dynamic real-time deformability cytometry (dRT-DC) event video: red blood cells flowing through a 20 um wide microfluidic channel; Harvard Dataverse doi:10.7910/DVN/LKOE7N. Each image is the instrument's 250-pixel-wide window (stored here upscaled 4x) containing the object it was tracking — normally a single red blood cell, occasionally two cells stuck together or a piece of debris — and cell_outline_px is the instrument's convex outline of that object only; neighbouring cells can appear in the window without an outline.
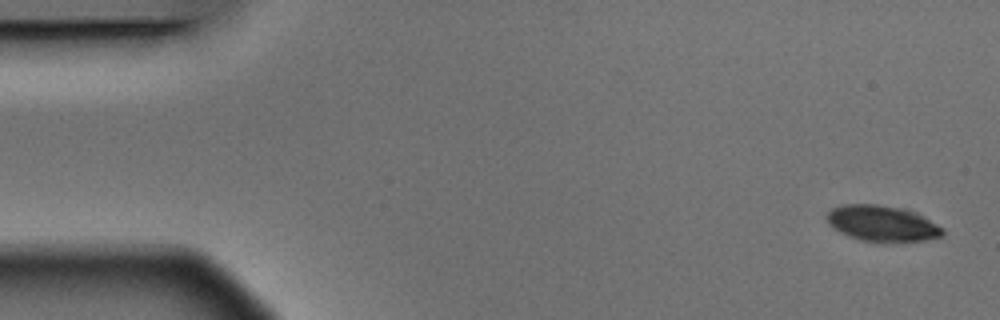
{"species": "Egyptian fruit bat (a non-hibernating species)", "species_latin": "Rousettus aegyptiacus", "temperature_condition": "warm", "stored_images_in_passage": 5, "camera_frame_rate_fps": 3000, "um_per_image_px": 0.085, "animal": {"sex": "male"}, "frame": {"image": 1, "passage_image": 1, "time_ms": 0.0, "image_size_px": [1000, 320], "cell_outline_px": [[944, 236], [924, 240], [896, 244], [888, 244], [860, 240], [840, 232], [832, 228], [828, 224], [828, 212], [832, 208], [844, 204], [876, 204], [896, 208], [912, 212], [944, 228]], "centroid_in_image_um": [74.98, 19.04], "position_along_channel_um": 10.0, "area_um2": 24.33}}
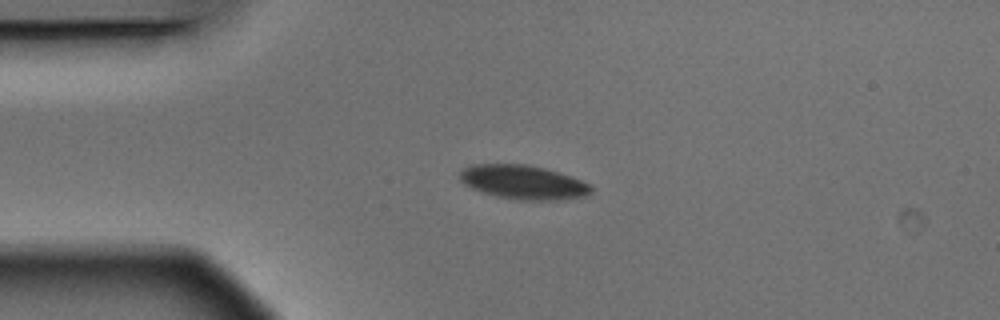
{"frame": {"image": 2, "passage_image": 4, "time_ms": 1.0, "image_size_px": [1000, 320], "cell_outline_px": [[592, 192], [588, 196], [556, 200], [520, 200], [496, 196], [472, 188], [464, 184], [460, 180], [460, 172], [468, 164], [528, 164], [544, 168], [580, 180], [588, 184], [592, 188]], "centroid_in_image_um": [44.45, 15.49], "position_along_channel_um": 40.5, "area_um2": 25.89}}